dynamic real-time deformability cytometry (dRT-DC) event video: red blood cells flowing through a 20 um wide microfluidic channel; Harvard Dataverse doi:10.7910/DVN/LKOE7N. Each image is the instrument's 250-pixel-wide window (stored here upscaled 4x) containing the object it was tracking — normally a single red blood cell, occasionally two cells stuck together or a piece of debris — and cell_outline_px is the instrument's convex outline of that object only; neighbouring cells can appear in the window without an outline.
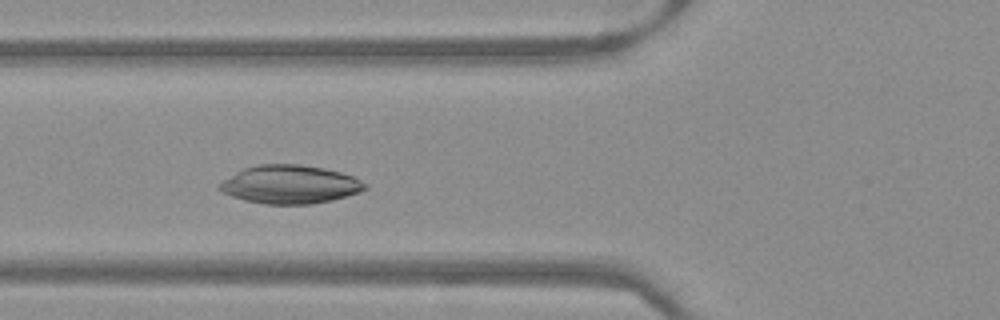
{"species": "Egyptian fruit bat (a non-hibernating species)", "species_latin": "Rousettus aegyptiacus", "temperature_condition": "warm", "stored_images_in_passage": 40, "camera_frame_rate_fps": 3000, "um_per_image_px": 0.085, "frame": {"image": 1, "passage_image": 8, "time_ms": 2.333, "image_size_px": [1000, 320], "cell_outline_px": [[368, 188], [360, 192], [348, 196], [332, 200], [312, 204], [264, 204], [244, 200], [220, 192], [216, 188], [224, 180], [236, 172], [244, 168], [260, 164], [300, 164], [324, 168], [340, 172], [352, 176], [368, 184]], "centroid_in_image_um": [24.66, 15.68], "position_along_channel_um": 101.1, "area_um2": 32.66}}
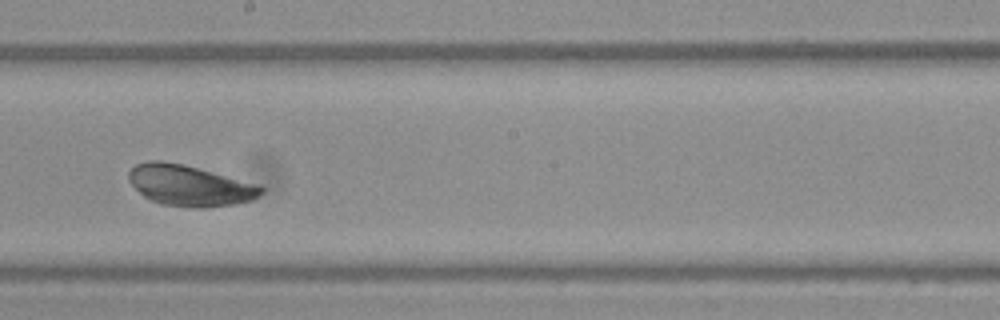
{"frame": {"image": 2, "passage_image": 18, "time_ms": 5.667, "image_size_px": [1000, 320], "cell_outline_px": [[264, 192], [252, 200], [236, 204], [208, 208], [196, 208], [160, 204], [144, 196], [128, 180], [128, 172], [136, 164], [148, 160], [160, 160], [184, 164], [260, 184], [264, 188]], "centroid_in_image_um": [16.16, 15.77], "position_along_channel_um": 232.0, "area_um2": 31.85}}
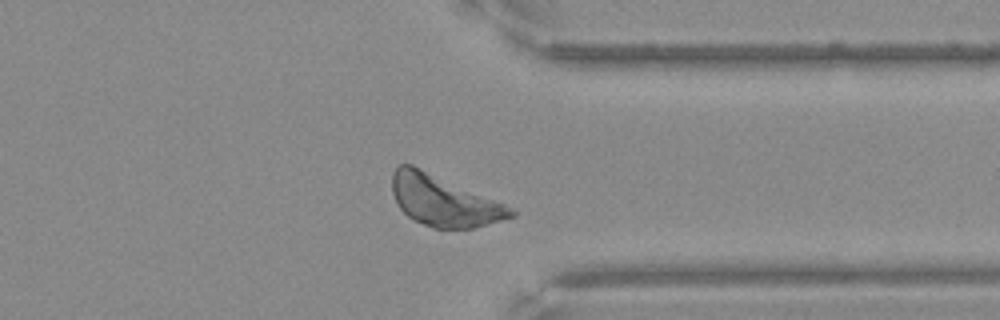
{"frame": {"image": 3, "passage_image": 29, "time_ms": 9.333, "image_size_px": [1000, 320], "cell_outline_px": [[516, 216], [472, 228], [432, 228], [412, 220], [400, 208], [392, 192], [392, 172], [400, 164], [412, 164], [504, 204], [516, 212]], "centroid_in_image_um": [37.67, 17.06], "position_along_channel_um": 373.7, "area_um2": 34.68}}